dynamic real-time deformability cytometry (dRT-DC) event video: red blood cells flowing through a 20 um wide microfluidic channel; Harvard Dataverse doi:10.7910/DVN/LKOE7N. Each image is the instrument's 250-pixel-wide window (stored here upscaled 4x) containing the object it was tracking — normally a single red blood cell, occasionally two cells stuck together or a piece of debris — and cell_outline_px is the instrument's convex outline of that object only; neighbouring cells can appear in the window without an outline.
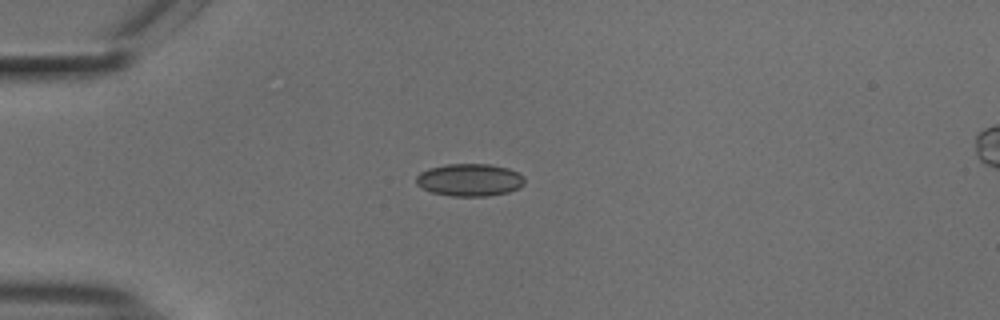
{"species": "common noctule bat (a hibernating species)", "species_latin": "Nyctalus noctula", "temperature_condition": "cold", "stored_images_in_passage": 41, "camera_frame_rate_fps": 3000, "um_per_image_px": 0.085, "animal": {"sex": "male", "body_mass_g": 18.8}, "frame": {"image": 1, "passage_image": 1, "time_ms": 0.0, "image_size_px": [1000, 320], "cell_outline_px": [[524, 184], [520, 188], [508, 192], [488, 196], [452, 196], [432, 192], [416, 184], [416, 176], [420, 172], [428, 168], [448, 164], [488, 164], [508, 168], [524, 176]], "centroid_in_image_um": [39.93, 15.29], "position_along_channel_um": 45.1, "area_um2": 20.52}}
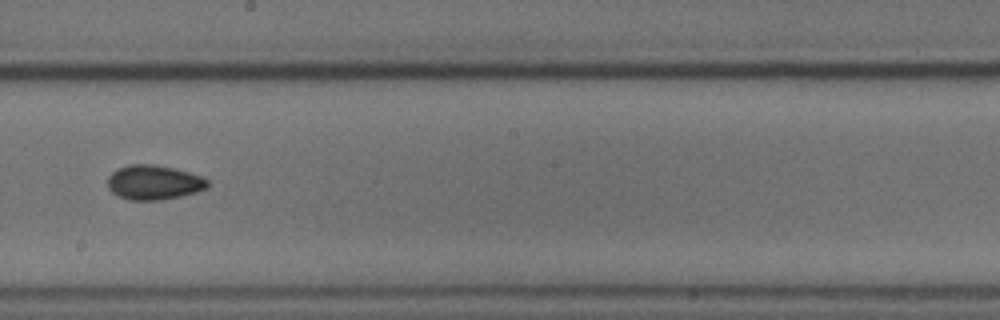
{"frame": {"image": 2, "passage_image": 18, "time_ms": 5.667, "image_size_px": [1000, 320], "cell_outline_px": [[212, 184], [208, 188], [196, 192], [180, 196], [160, 200], [128, 200], [116, 196], [108, 188], [108, 176], [116, 168], [128, 164], [156, 164], [204, 176]], "centroid_in_image_um": [13.08, 15.5], "position_along_channel_um": 235.1, "area_um2": 20.52}}
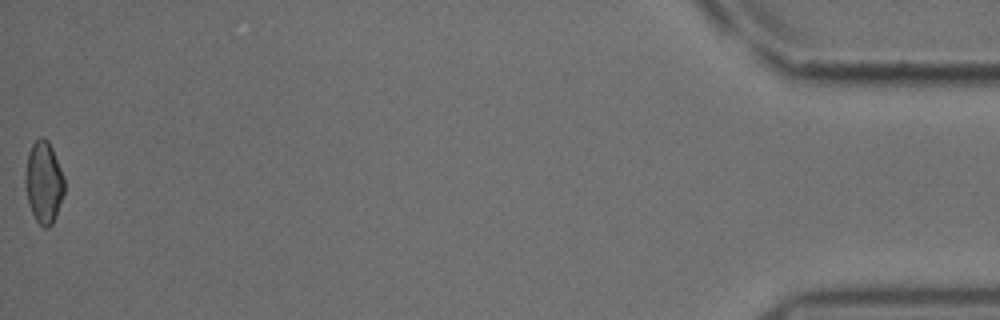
{"frame": {"image": 3, "passage_image": 41, "time_ms": 13.333, "image_size_px": [1000, 320], "cell_outline_px": [[64, 192], [52, 224], [48, 228], [44, 228], [36, 220], [28, 204], [24, 184], [24, 176], [28, 152], [32, 144], [40, 136], [44, 136], [48, 140], [52, 148], [60, 168], [64, 180]], "centroid_in_image_um": [3.68, 15.47], "position_along_channel_um": 431.5, "area_um2": 18.61}, "authors_computed_cell_mechanics": {"area_um2": 19.3052, "velocity_mm_per_s": 3.7468, "shape_relaxation_time_tau1_ms": 9.409, "shape_relaxation_time_tau2_ms": 5.7167, "deformation_change_tau1": 0.094, "deformation_change_tau2": 0.0871}}